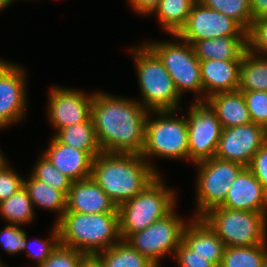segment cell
Returning <instances> with one entry per match:
<instances>
[{"label": "cell", "instance_id": "cell-21", "mask_svg": "<svg viewBox=\"0 0 267 267\" xmlns=\"http://www.w3.org/2000/svg\"><path fill=\"white\" fill-rule=\"evenodd\" d=\"M215 111L223 129L252 123L243 92H219L205 100Z\"/></svg>", "mask_w": 267, "mask_h": 267}, {"label": "cell", "instance_id": "cell-6", "mask_svg": "<svg viewBox=\"0 0 267 267\" xmlns=\"http://www.w3.org/2000/svg\"><path fill=\"white\" fill-rule=\"evenodd\" d=\"M178 110L149 111L145 126V143L140 153L154 168L150 158L188 160V127L186 117ZM151 113L157 117L152 118Z\"/></svg>", "mask_w": 267, "mask_h": 267}, {"label": "cell", "instance_id": "cell-3", "mask_svg": "<svg viewBox=\"0 0 267 267\" xmlns=\"http://www.w3.org/2000/svg\"><path fill=\"white\" fill-rule=\"evenodd\" d=\"M62 245L96 255L121 240L118 213L83 214L65 211L56 223Z\"/></svg>", "mask_w": 267, "mask_h": 267}, {"label": "cell", "instance_id": "cell-46", "mask_svg": "<svg viewBox=\"0 0 267 267\" xmlns=\"http://www.w3.org/2000/svg\"><path fill=\"white\" fill-rule=\"evenodd\" d=\"M263 267H267V259H266V261L264 262Z\"/></svg>", "mask_w": 267, "mask_h": 267}, {"label": "cell", "instance_id": "cell-23", "mask_svg": "<svg viewBox=\"0 0 267 267\" xmlns=\"http://www.w3.org/2000/svg\"><path fill=\"white\" fill-rule=\"evenodd\" d=\"M23 186L30 196L34 207H40L52 212H57V223L63 216L67 208V196L48 184L34 178L31 174L28 179H24Z\"/></svg>", "mask_w": 267, "mask_h": 267}, {"label": "cell", "instance_id": "cell-14", "mask_svg": "<svg viewBox=\"0 0 267 267\" xmlns=\"http://www.w3.org/2000/svg\"><path fill=\"white\" fill-rule=\"evenodd\" d=\"M26 86V71L18 64L0 59V129L25 116Z\"/></svg>", "mask_w": 267, "mask_h": 267}, {"label": "cell", "instance_id": "cell-45", "mask_svg": "<svg viewBox=\"0 0 267 267\" xmlns=\"http://www.w3.org/2000/svg\"><path fill=\"white\" fill-rule=\"evenodd\" d=\"M0 267H7V266L4 265V263H2V262L0 261Z\"/></svg>", "mask_w": 267, "mask_h": 267}, {"label": "cell", "instance_id": "cell-7", "mask_svg": "<svg viewBox=\"0 0 267 267\" xmlns=\"http://www.w3.org/2000/svg\"><path fill=\"white\" fill-rule=\"evenodd\" d=\"M201 218L216 232L225 247L253 246L267 242V213L217 206Z\"/></svg>", "mask_w": 267, "mask_h": 267}, {"label": "cell", "instance_id": "cell-19", "mask_svg": "<svg viewBox=\"0 0 267 267\" xmlns=\"http://www.w3.org/2000/svg\"><path fill=\"white\" fill-rule=\"evenodd\" d=\"M242 60H204L200 61L203 85L202 101L219 92L238 90Z\"/></svg>", "mask_w": 267, "mask_h": 267}, {"label": "cell", "instance_id": "cell-41", "mask_svg": "<svg viewBox=\"0 0 267 267\" xmlns=\"http://www.w3.org/2000/svg\"><path fill=\"white\" fill-rule=\"evenodd\" d=\"M252 19L267 17V0H250Z\"/></svg>", "mask_w": 267, "mask_h": 267}, {"label": "cell", "instance_id": "cell-33", "mask_svg": "<svg viewBox=\"0 0 267 267\" xmlns=\"http://www.w3.org/2000/svg\"><path fill=\"white\" fill-rule=\"evenodd\" d=\"M247 50L267 57V17L253 20L247 31Z\"/></svg>", "mask_w": 267, "mask_h": 267}, {"label": "cell", "instance_id": "cell-43", "mask_svg": "<svg viewBox=\"0 0 267 267\" xmlns=\"http://www.w3.org/2000/svg\"><path fill=\"white\" fill-rule=\"evenodd\" d=\"M12 2H14V0H0V11L7 8Z\"/></svg>", "mask_w": 267, "mask_h": 267}, {"label": "cell", "instance_id": "cell-25", "mask_svg": "<svg viewBox=\"0 0 267 267\" xmlns=\"http://www.w3.org/2000/svg\"><path fill=\"white\" fill-rule=\"evenodd\" d=\"M238 90L267 92V57L245 51L240 66Z\"/></svg>", "mask_w": 267, "mask_h": 267}, {"label": "cell", "instance_id": "cell-40", "mask_svg": "<svg viewBox=\"0 0 267 267\" xmlns=\"http://www.w3.org/2000/svg\"><path fill=\"white\" fill-rule=\"evenodd\" d=\"M161 0H129L131 8L138 14L151 15L157 9Z\"/></svg>", "mask_w": 267, "mask_h": 267}, {"label": "cell", "instance_id": "cell-28", "mask_svg": "<svg viewBox=\"0 0 267 267\" xmlns=\"http://www.w3.org/2000/svg\"><path fill=\"white\" fill-rule=\"evenodd\" d=\"M34 205L27 190L20 188L16 193L0 203V216L13 225H24L35 217Z\"/></svg>", "mask_w": 267, "mask_h": 267}, {"label": "cell", "instance_id": "cell-32", "mask_svg": "<svg viewBox=\"0 0 267 267\" xmlns=\"http://www.w3.org/2000/svg\"><path fill=\"white\" fill-rule=\"evenodd\" d=\"M50 235V239H46V240H42L40 238L36 239L35 241V246L37 244L38 250L37 251H32V247L29 246V239L28 236L26 234V246H25V252L27 251V257L32 258V260H34L36 262V266L39 267L41 266L46 260L47 258L51 255V253L53 252V250L58 246V244L60 243V239H59V230L57 227V224L55 223ZM32 244V243H31ZM34 246V247H35ZM36 249V248H34ZM35 252V253H34Z\"/></svg>", "mask_w": 267, "mask_h": 267}, {"label": "cell", "instance_id": "cell-8", "mask_svg": "<svg viewBox=\"0 0 267 267\" xmlns=\"http://www.w3.org/2000/svg\"><path fill=\"white\" fill-rule=\"evenodd\" d=\"M180 42L161 41L145 42L157 55L167 72L171 75L178 93L193 91L195 101H202L203 85L201 79L200 60L196 57L193 46L178 38ZM201 95H197V94ZM201 96V97H200Z\"/></svg>", "mask_w": 267, "mask_h": 267}, {"label": "cell", "instance_id": "cell-29", "mask_svg": "<svg viewBox=\"0 0 267 267\" xmlns=\"http://www.w3.org/2000/svg\"><path fill=\"white\" fill-rule=\"evenodd\" d=\"M267 242L243 247H225L220 267H263Z\"/></svg>", "mask_w": 267, "mask_h": 267}, {"label": "cell", "instance_id": "cell-20", "mask_svg": "<svg viewBox=\"0 0 267 267\" xmlns=\"http://www.w3.org/2000/svg\"><path fill=\"white\" fill-rule=\"evenodd\" d=\"M183 231V242L197 255L220 266L225 245L216 232L201 218L193 217Z\"/></svg>", "mask_w": 267, "mask_h": 267}, {"label": "cell", "instance_id": "cell-15", "mask_svg": "<svg viewBox=\"0 0 267 267\" xmlns=\"http://www.w3.org/2000/svg\"><path fill=\"white\" fill-rule=\"evenodd\" d=\"M48 118L58 131L85 122L91 116L93 94L74 88L54 86L49 91Z\"/></svg>", "mask_w": 267, "mask_h": 267}, {"label": "cell", "instance_id": "cell-16", "mask_svg": "<svg viewBox=\"0 0 267 267\" xmlns=\"http://www.w3.org/2000/svg\"><path fill=\"white\" fill-rule=\"evenodd\" d=\"M221 207L267 213V191L248 167H244L230 185Z\"/></svg>", "mask_w": 267, "mask_h": 267}, {"label": "cell", "instance_id": "cell-12", "mask_svg": "<svg viewBox=\"0 0 267 267\" xmlns=\"http://www.w3.org/2000/svg\"><path fill=\"white\" fill-rule=\"evenodd\" d=\"M176 36L193 45L204 39L247 37V32L232 18L196 1Z\"/></svg>", "mask_w": 267, "mask_h": 267}, {"label": "cell", "instance_id": "cell-30", "mask_svg": "<svg viewBox=\"0 0 267 267\" xmlns=\"http://www.w3.org/2000/svg\"><path fill=\"white\" fill-rule=\"evenodd\" d=\"M236 21L246 32L253 23L250 0H197Z\"/></svg>", "mask_w": 267, "mask_h": 267}, {"label": "cell", "instance_id": "cell-42", "mask_svg": "<svg viewBox=\"0 0 267 267\" xmlns=\"http://www.w3.org/2000/svg\"><path fill=\"white\" fill-rule=\"evenodd\" d=\"M78 267H103V265L96 255H85L79 262Z\"/></svg>", "mask_w": 267, "mask_h": 267}, {"label": "cell", "instance_id": "cell-31", "mask_svg": "<svg viewBox=\"0 0 267 267\" xmlns=\"http://www.w3.org/2000/svg\"><path fill=\"white\" fill-rule=\"evenodd\" d=\"M33 167L31 175L34 178L68 195L73 181L53 166L46 157L41 155Z\"/></svg>", "mask_w": 267, "mask_h": 267}, {"label": "cell", "instance_id": "cell-27", "mask_svg": "<svg viewBox=\"0 0 267 267\" xmlns=\"http://www.w3.org/2000/svg\"><path fill=\"white\" fill-rule=\"evenodd\" d=\"M197 0H161L153 12L161 28L170 35H176L185 25L193 4Z\"/></svg>", "mask_w": 267, "mask_h": 267}, {"label": "cell", "instance_id": "cell-36", "mask_svg": "<svg viewBox=\"0 0 267 267\" xmlns=\"http://www.w3.org/2000/svg\"><path fill=\"white\" fill-rule=\"evenodd\" d=\"M4 230L0 231V245L8 254H20L25 252L26 232L20 228L21 225L7 224Z\"/></svg>", "mask_w": 267, "mask_h": 267}, {"label": "cell", "instance_id": "cell-34", "mask_svg": "<svg viewBox=\"0 0 267 267\" xmlns=\"http://www.w3.org/2000/svg\"><path fill=\"white\" fill-rule=\"evenodd\" d=\"M245 97L248 111L253 123L267 129V92L241 91Z\"/></svg>", "mask_w": 267, "mask_h": 267}, {"label": "cell", "instance_id": "cell-13", "mask_svg": "<svg viewBox=\"0 0 267 267\" xmlns=\"http://www.w3.org/2000/svg\"><path fill=\"white\" fill-rule=\"evenodd\" d=\"M267 141V129L255 123L222 129L215 157L248 167Z\"/></svg>", "mask_w": 267, "mask_h": 267}, {"label": "cell", "instance_id": "cell-24", "mask_svg": "<svg viewBox=\"0 0 267 267\" xmlns=\"http://www.w3.org/2000/svg\"><path fill=\"white\" fill-rule=\"evenodd\" d=\"M53 136L64 145L87 151L93 158L102 152L97 142L91 116L85 122L56 131Z\"/></svg>", "mask_w": 267, "mask_h": 267}, {"label": "cell", "instance_id": "cell-44", "mask_svg": "<svg viewBox=\"0 0 267 267\" xmlns=\"http://www.w3.org/2000/svg\"><path fill=\"white\" fill-rule=\"evenodd\" d=\"M1 148V147H0ZM8 163V160L5 158V155H3L2 150H0V169Z\"/></svg>", "mask_w": 267, "mask_h": 267}, {"label": "cell", "instance_id": "cell-9", "mask_svg": "<svg viewBox=\"0 0 267 267\" xmlns=\"http://www.w3.org/2000/svg\"><path fill=\"white\" fill-rule=\"evenodd\" d=\"M195 165L198 172L195 189L197 212L193 217H201L209 209L220 206L225 201L230 185L244 166L216 157L197 162Z\"/></svg>", "mask_w": 267, "mask_h": 267}, {"label": "cell", "instance_id": "cell-10", "mask_svg": "<svg viewBox=\"0 0 267 267\" xmlns=\"http://www.w3.org/2000/svg\"><path fill=\"white\" fill-rule=\"evenodd\" d=\"M174 211L175 209L125 240L157 267H161L160 261L164 256H174L183 240V231L187 223Z\"/></svg>", "mask_w": 267, "mask_h": 267}, {"label": "cell", "instance_id": "cell-2", "mask_svg": "<svg viewBox=\"0 0 267 267\" xmlns=\"http://www.w3.org/2000/svg\"><path fill=\"white\" fill-rule=\"evenodd\" d=\"M159 176L142 155L101 152L93 158L91 177L118 207Z\"/></svg>", "mask_w": 267, "mask_h": 267}, {"label": "cell", "instance_id": "cell-22", "mask_svg": "<svg viewBox=\"0 0 267 267\" xmlns=\"http://www.w3.org/2000/svg\"><path fill=\"white\" fill-rule=\"evenodd\" d=\"M192 46L200 61L242 60L247 50V37L204 39L196 41Z\"/></svg>", "mask_w": 267, "mask_h": 267}, {"label": "cell", "instance_id": "cell-35", "mask_svg": "<svg viewBox=\"0 0 267 267\" xmlns=\"http://www.w3.org/2000/svg\"><path fill=\"white\" fill-rule=\"evenodd\" d=\"M84 256V253L59 243L47 260L39 267H78Z\"/></svg>", "mask_w": 267, "mask_h": 267}, {"label": "cell", "instance_id": "cell-37", "mask_svg": "<svg viewBox=\"0 0 267 267\" xmlns=\"http://www.w3.org/2000/svg\"><path fill=\"white\" fill-rule=\"evenodd\" d=\"M8 165L0 169V203L23 187L24 179Z\"/></svg>", "mask_w": 267, "mask_h": 267}, {"label": "cell", "instance_id": "cell-17", "mask_svg": "<svg viewBox=\"0 0 267 267\" xmlns=\"http://www.w3.org/2000/svg\"><path fill=\"white\" fill-rule=\"evenodd\" d=\"M66 210L83 214L118 213L116 204L92 177L72 182Z\"/></svg>", "mask_w": 267, "mask_h": 267}, {"label": "cell", "instance_id": "cell-4", "mask_svg": "<svg viewBox=\"0 0 267 267\" xmlns=\"http://www.w3.org/2000/svg\"><path fill=\"white\" fill-rule=\"evenodd\" d=\"M133 51V52H132ZM142 102L148 111L181 110V95L157 55L145 44L132 48Z\"/></svg>", "mask_w": 267, "mask_h": 267}, {"label": "cell", "instance_id": "cell-18", "mask_svg": "<svg viewBox=\"0 0 267 267\" xmlns=\"http://www.w3.org/2000/svg\"><path fill=\"white\" fill-rule=\"evenodd\" d=\"M42 155L72 181L91 177L93 157L87 151L60 143L54 136Z\"/></svg>", "mask_w": 267, "mask_h": 267}, {"label": "cell", "instance_id": "cell-26", "mask_svg": "<svg viewBox=\"0 0 267 267\" xmlns=\"http://www.w3.org/2000/svg\"><path fill=\"white\" fill-rule=\"evenodd\" d=\"M96 256L102 262L103 267H157L125 240H120Z\"/></svg>", "mask_w": 267, "mask_h": 267}, {"label": "cell", "instance_id": "cell-11", "mask_svg": "<svg viewBox=\"0 0 267 267\" xmlns=\"http://www.w3.org/2000/svg\"><path fill=\"white\" fill-rule=\"evenodd\" d=\"M187 112L188 161L215 157L223 129L215 111L206 101H194Z\"/></svg>", "mask_w": 267, "mask_h": 267}, {"label": "cell", "instance_id": "cell-1", "mask_svg": "<svg viewBox=\"0 0 267 267\" xmlns=\"http://www.w3.org/2000/svg\"><path fill=\"white\" fill-rule=\"evenodd\" d=\"M149 111L132 99L94 92L91 119L102 152L140 155Z\"/></svg>", "mask_w": 267, "mask_h": 267}, {"label": "cell", "instance_id": "cell-38", "mask_svg": "<svg viewBox=\"0 0 267 267\" xmlns=\"http://www.w3.org/2000/svg\"><path fill=\"white\" fill-rule=\"evenodd\" d=\"M174 259L178 263V267H214L215 265L206 259L197 255L183 241L179 244L175 251Z\"/></svg>", "mask_w": 267, "mask_h": 267}, {"label": "cell", "instance_id": "cell-5", "mask_svg": "<svg viewBox=\"0 0 267 267\" xmlns=\"http://www.w3.org/2000/svg\"><path fill=\"white\" fill-rule=\"evenodd\" d=\"M161 175L134 198L118 206L121 240L144 230L175 208V192L165 186Z\"/></svg>", "mask_w": 267, "mask_h": 267}, {"label": "cell", "instance_id": "cell-39", "mask_svg": "<svg viewBox=\"0 0 267 267\" xmlns=\"http://www.w3.org/2000/svg\"><path fill=\"white\" fill-rule=\"evenodd\" d=\"M248 168L267 191V141L255 153Z\"/></svg>", "mask_w": 267, "mask_h": 267}]
</instances>
